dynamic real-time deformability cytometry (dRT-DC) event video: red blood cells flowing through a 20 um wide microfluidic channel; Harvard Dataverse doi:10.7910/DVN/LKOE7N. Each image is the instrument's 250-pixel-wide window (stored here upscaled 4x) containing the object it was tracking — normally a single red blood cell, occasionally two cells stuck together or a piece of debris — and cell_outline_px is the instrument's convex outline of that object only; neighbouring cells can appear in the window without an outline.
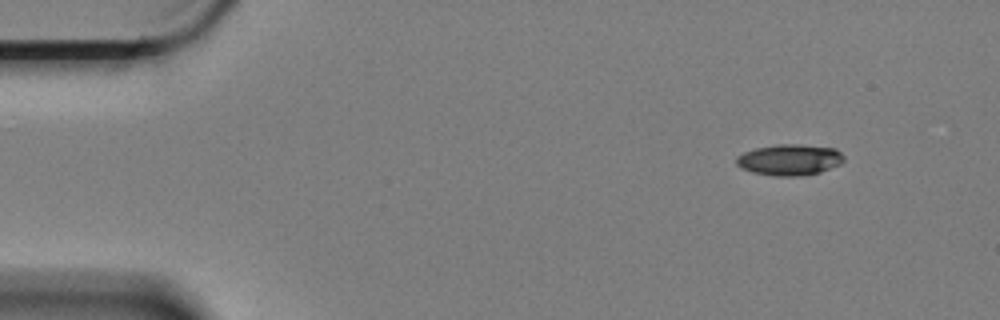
{"species": "Egyptian fruit bat (a non-hibernating species)", "species_latin": "Rousettus aegyptiacus", "temperature_condition": "cold", "stored_images_in_passage": 4, "camera_frame_rate_fps": 3000, "um_per_image_px": 0.085, "animal": {"sex": "female"}, "frame": {"image": 1, "passage_image": 1, "time_ms": 0.0, "image_size_px": [1000, 320], "cell_outline_px": [[844, 160], [840, 164], [820, 172], [804, 176], [772, 176], [752, 172], [740, 168], [736, 164], [736, 156], [744, 152], [756, 148], [776, 144], [800, 144], [836, 148], [844, 156]], "centroid_in_image_um": [67.1, 13.58], "position_along_channel_um": 17.9, "area_um2": 19.71}}